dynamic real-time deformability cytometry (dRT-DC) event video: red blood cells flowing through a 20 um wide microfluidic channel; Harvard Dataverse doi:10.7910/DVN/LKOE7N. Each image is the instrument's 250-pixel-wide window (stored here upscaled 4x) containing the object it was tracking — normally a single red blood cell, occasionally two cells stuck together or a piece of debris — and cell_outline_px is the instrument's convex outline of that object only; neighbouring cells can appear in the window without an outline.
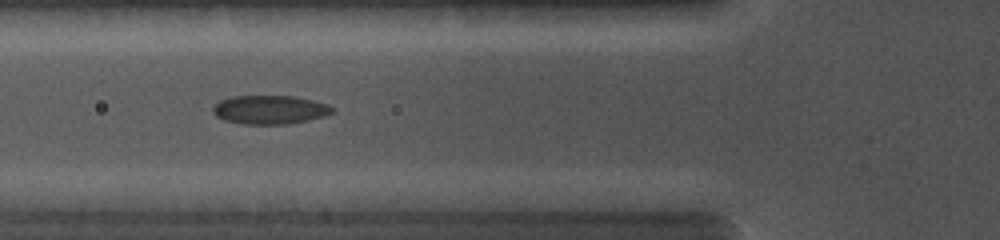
{"species": "common noctule bat (a hibernating species)", "species_latin": "Nyctalus noctula", "temperature_condition": "cold", "stored_images_in_passage": 30, "camera_frame_rate_fps": 5000, "um_per_image_px": 0.085, "animal": {"sex": "female", "body_mass_g": 19.0, "forearm_length_mm": 56.7}, "frame": {"image": 1, "passage_image": 4, "time_ms": 2.0, "image_size_px": [1000, 240], "cell_outline_px": [[332, 112], [324, 116], [308, 120], [288, 124], [244, 124], [224, 120], [216, 116], [212, 112], [212, 108], [220, 100], [232, 96], [292, 96], [312, 100], [328, 104], [332, 108]], "centroid_in_image_um": [22.9, 9.32], "position_along_channel_um": 102.9, "area_um2": 19.88}}
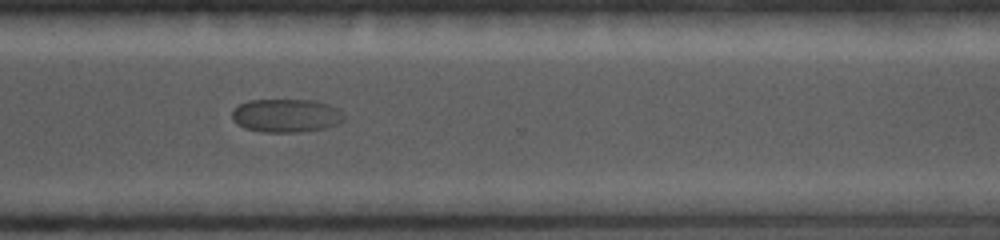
{"frame": {"image": 2, "passage_image": 25, "time_ms": 7.6, "image_size_px": [1000, 240], "cell_outline_px": [[344, 120], [336, 124], [324, 128], [300, 132], [260, 132], [244, 128], [232, 120], [232, 112], [240, 104], [248, 100], [316, 100], [336, 108], [344, 116]], "centroid_in_image_um": [24.29, 9.83], "position_along_channel_um": 346.3, "area_um2": 21.68}}
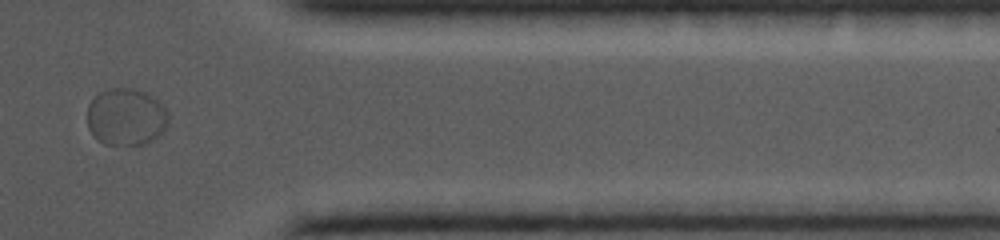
{"frame": {"image": 3, "passage_image": 27, "time_ms": 9.0, "image_size_px": [1000, 240], "cell_outline_px": [[168, 124], [160, 136], [148, 144], [104, 144], [96, 140], [92, 136], [88, 128], [88, 104], [100, 92], [108, 88], [136, 88], [148, 92], [168, 112]], "centroid_in_image_um": [10.72, 9.94], "position_along_channel_um": 400.7, "area_um2": 27.4}}